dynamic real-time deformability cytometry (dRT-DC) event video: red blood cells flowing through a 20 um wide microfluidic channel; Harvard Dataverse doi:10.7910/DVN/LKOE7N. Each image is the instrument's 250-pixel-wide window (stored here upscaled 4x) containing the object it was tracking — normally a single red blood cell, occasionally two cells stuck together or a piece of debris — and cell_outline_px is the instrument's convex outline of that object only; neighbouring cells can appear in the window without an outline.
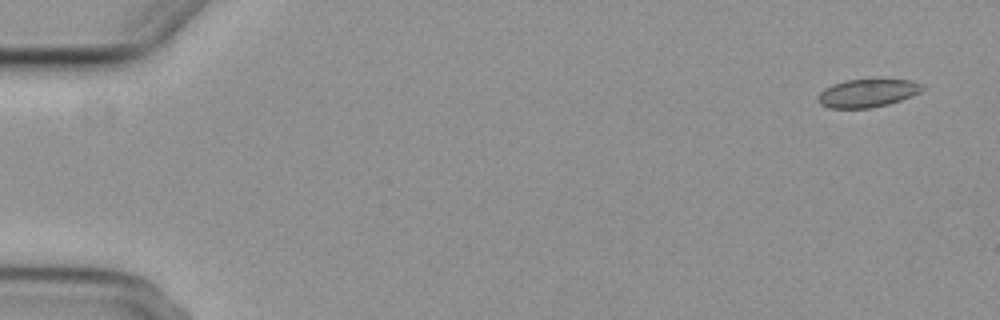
{"species": "common noctule bat (a hibernating species)", "species_latin": "Nyctalus noctula", "temperature_condition": "cold", "stored_images_in_passage": 7, "camera_frame_rate_fps": 3000, "um_per_image_px": 0.085, "animal": {"sex": "female", "body_mass_g": 29.2, "forearm_length_mm": 56.3}, "frame": {"image": 1, "passage_image": 1, "time_ms": 0.0, "image_size_px": [1000, 320], "cell_outline_px": [[924, 88], [920, 92], [912, 96], [888, 104], [872, 108], [828, 108], [820, 104], [816, 96], [824, 88], [832, 84], [844, 80], [872, 76], [912, 80], [924, 84]], "centroid_in_image_um": [73.76, 7.85], "position_along_channel_um": 11.2, "area_um2": 18.15}}
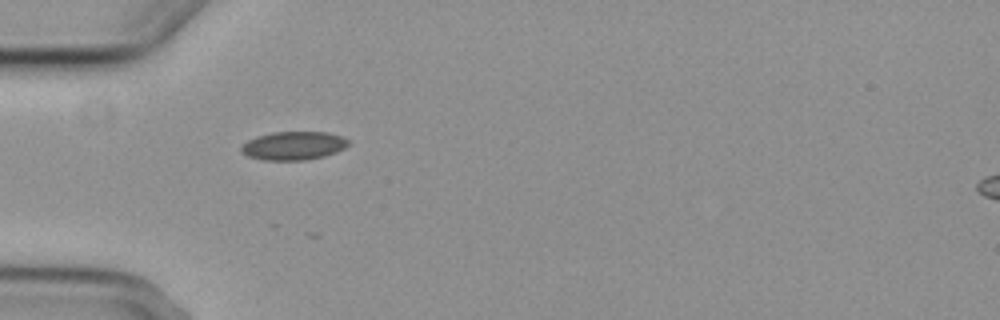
{"frame": {"image": 2, "passage_image": 5, "time_ms": 5.0, "image_size_px": [1000, 320], "cell_outline_px": [[348, 144], [344, 148], [336, 152], [324, 156], [304, 160], [264, 160], [248, 156], [240, 152], [240, 148], [248, 140], [256, 136], [272, 132], [328, 132], [344, 136], [348, 140]], "centroid_in_image_um": [24.95, 12.38], "position_along_channel_um": 60.1, "area_um2": 17.8}}
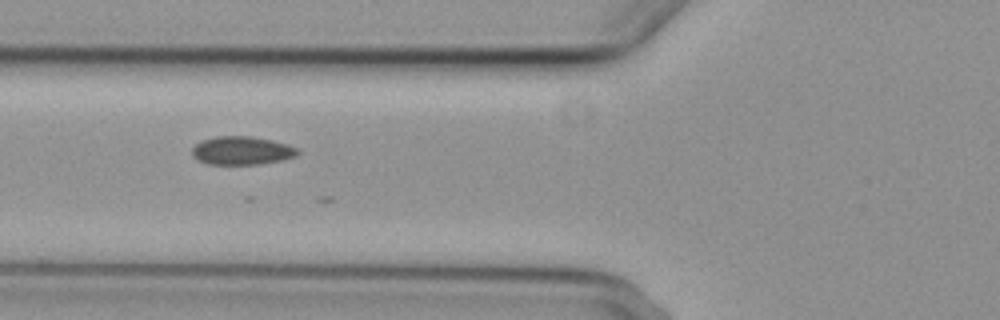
{"frame": {"image": 3, "passage_image": 6, "time_ms": 6.333, "image_size_px": [1000, 320], "cell_outline_px": [[300, 152], [296, 156], [280, 160], [260, 164], [208, 164], [192, 156], [192, 148], [200, 140], [216, 136], [252, 136], [272, 140], [288, 144], [296, 148]], "centroid_in_image_um": [20.54, 12.79], "position_along_channel_um": 105.3, "area_um2": 17.46}}